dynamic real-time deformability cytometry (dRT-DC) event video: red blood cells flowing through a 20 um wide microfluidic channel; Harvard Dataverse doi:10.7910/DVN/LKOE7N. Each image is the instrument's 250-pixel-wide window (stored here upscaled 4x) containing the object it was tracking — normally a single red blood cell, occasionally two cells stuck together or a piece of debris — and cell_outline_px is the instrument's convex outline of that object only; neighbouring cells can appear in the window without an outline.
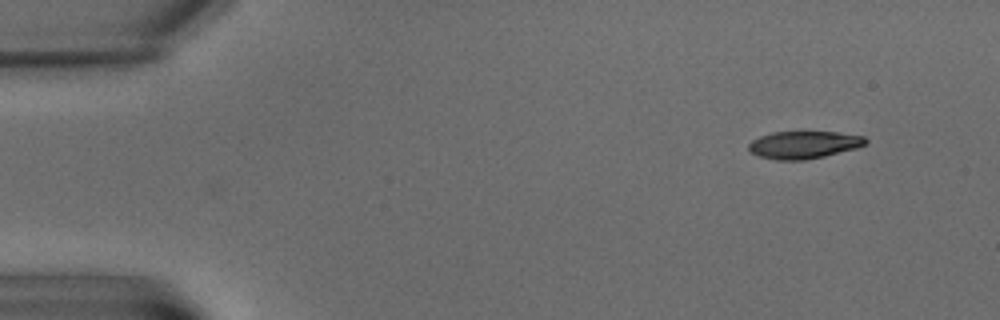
{"species": "common noctule bat (a hibernating species)", "species_latin": "Nyctalus noctula", "temperature_condition": "warm", "stored_images_in_passage": 2, "camera_frame_rate_fps": 3000, "um_per_image_px": 0.085, "animal": {"sex": "male", "body_mass_g": 15.6}, "frame": {"image": 1, "passage_image": 2, "time_ms": 1.333, "image_size_px": [1000, 320], "cell_outline_px": [[868, 144], [856, 148], [824, 156], [804, 160], [776, 160], [760, 156], [748, 152], [748, 144], [752, 140], [760, 136], [772, 132], [836, 132], [864, 136], [868, 140]], "centroid_in_image_um": [68.31, 12.31], "position_along_channel_um": 16.7, "area_um2": 18.79}}